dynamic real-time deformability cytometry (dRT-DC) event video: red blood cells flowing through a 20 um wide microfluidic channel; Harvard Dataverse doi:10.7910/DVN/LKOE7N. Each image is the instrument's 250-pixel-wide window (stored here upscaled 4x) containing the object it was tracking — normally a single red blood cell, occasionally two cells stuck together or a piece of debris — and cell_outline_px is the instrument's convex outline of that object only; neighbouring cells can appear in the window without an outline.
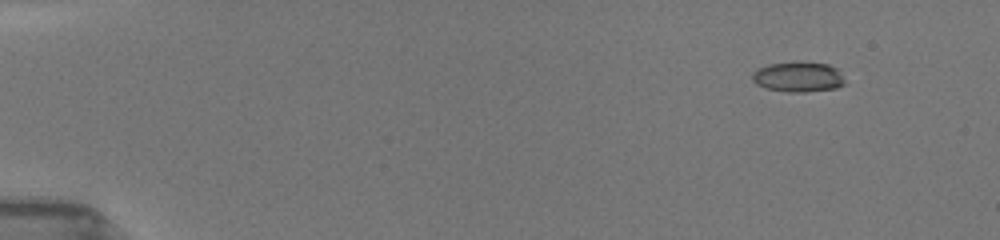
{"species": "common noctule bat (a hibernating species)", "species_latin": "Nyctalus noctula", "temperature_condition": "room temperature", "stored_images_in_passage": 40, "camera_frame_rate_fps": 3000, "um_per_image_px": 0.085, "animal": {"sex": "female", "body_mass_g": 19.5, "forearm_length_mm": 54.1}, "frame": {"image": 1, "passage_image": 3, "time_ms": 1.333, "image_size_px": [1000, 240], "cell_outline_px": [[844, 84], [836, 88], [804, 92], [788, 92], [764, 88], [756, 84], [752, 80], [752, 72], [756, 68], [768, 64], [796, 60], [800, 60], [828, 64], [836, 68], [844, 80]], "centroid_in_image_um": [67.8, 6.51], "position_along_channel_um": 17.2, "area_um2": 16.7}}
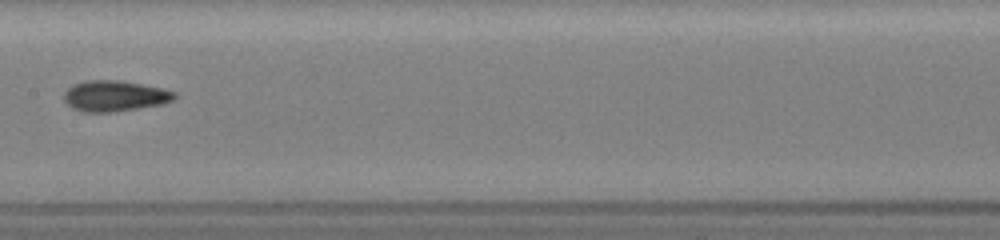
{"frame": {"image": 2, "passage_image": 17, "time_ms": 9.0, "image_size_px": [1000, 240], "cell_outline_px": [[176, 96], [172, 100], [164, 104], [112, 112], [84, 112], [72, 108], [64, 100], [64, 92], [68, 88], [76, 84], [88, 80], [120, 80], [164, 88], [176, 92]], "centroid_in_image_um": [9.77, 8.15], "position_along_channel_um": 197.6, "area_um2": 19.83}}
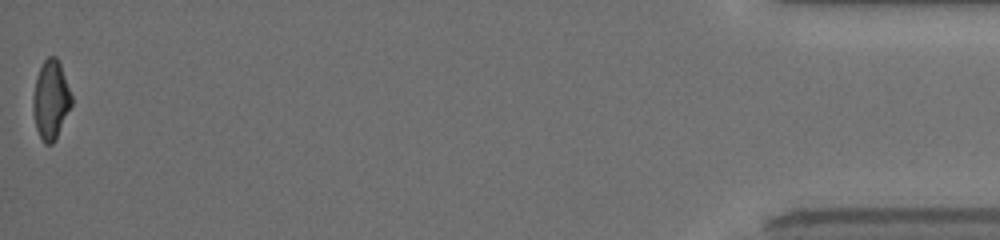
{"frame": {"image": 3, "passage_image": 40, "time_ms": 17.0, "image_size_px": [1000, 240], "cell_outline_px": [[72, 104], [56, 140], [52, 144], [44, 144], [36, 128], [32, 112], [32, 96], [36, 76], [44, 60], [48, 56], [56, 56], [60, 64], [72, 96]], "centroid_in_image_um": [4.3, 8.5], "position_along_channel_um": 430.9, "area_um2": 17.86}, "authors_computed_cell_mechanics": {"area_um2": 18.207, "velocity_mm_per_s": 3.9963, "shape_relaxation_time_tau1_ms": 6.0038, "shape_relaxation_time_tau2_ms": 1.9201, "deformation_change_tau1": 0.1903, "deformation_change_tau2": 0.0909}}